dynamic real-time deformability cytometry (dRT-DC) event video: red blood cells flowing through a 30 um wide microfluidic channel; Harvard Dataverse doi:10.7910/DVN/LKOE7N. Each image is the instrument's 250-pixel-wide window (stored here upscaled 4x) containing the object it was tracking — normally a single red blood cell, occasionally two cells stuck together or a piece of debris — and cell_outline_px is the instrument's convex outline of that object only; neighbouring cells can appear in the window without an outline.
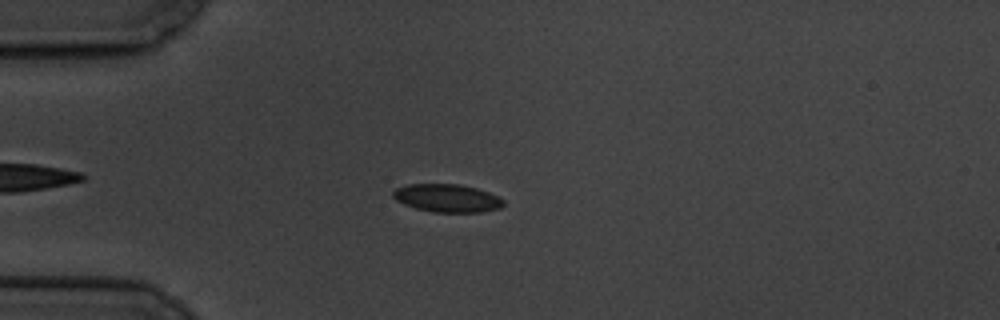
{"species": "common noctule bat (a hibernating species)", "species_latin": "Nyctalus noctula", "temperature_condition": "cold", "stored_images_in_passage": 11, "camera_frame_rate_fps": 3000, "um_per_image_px": 0.085, "animal": {"sex": "male", "body_mass_g": 19.5, "forearm_length_mm": 54.6}, "frame": {"image": 1, "passage_image": 4, "time_ms": 4.333, "image_size_px": [1000, 320], "cell_outline_px": [[504, 204], [500, 208], [480, 212], [432, 212], [416, 208], [404, 204], [396, 200], [392, 196], [392, 192], [396, 188], [408, 184], [460, 184], [476, 188], [488, 192], [504, 200]], "centroid_in_image_um": [37.99, 16.84], "position_along_channel_um": 47.0, "area_um2": 17.98}}
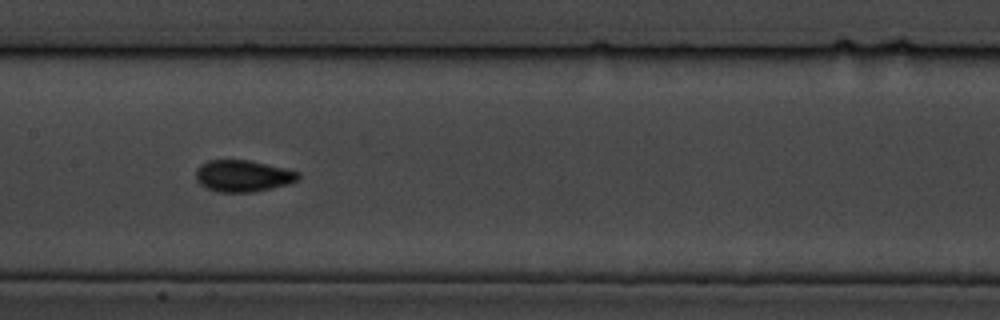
{"frame": {"image": 2, "passage_image": 8, "time_ms": 9.0, "image_size_px": [1000, 320], "cell_outline_px": [[300, 176], [296, 180], [288, 184], [272, 188], [252, 192], [216, 192], [200, 184], [196, 180], [196, 172], [200, 164], [208, 160], [248, 160], [284, 168], [300, 172]], "centroid_in_image_um": [20.63, 14.95], "position_along_channel_um": 186.8, "area_um2": 18.79}}
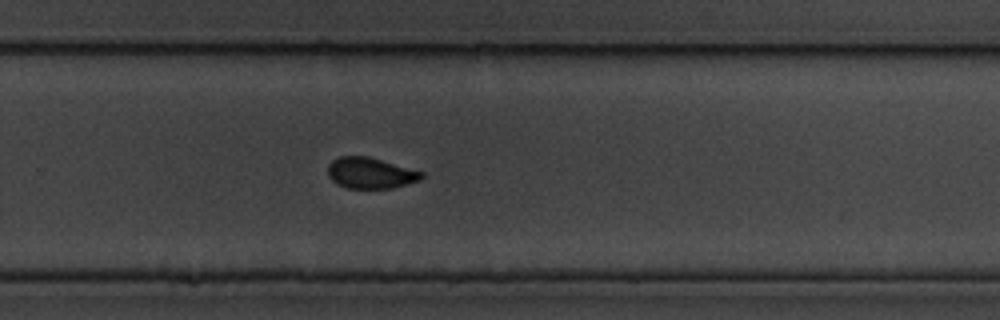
{"frame": {"image": 3, "passage_image": 11, "time_ms": 12.333, "image_size_px": [1000, 320], "cell_outline_px": [[424, 176], [420, 180], [392, 188], [344, 188], [336, 184], [328, 176], [328, 164], [332, 160], [340, 156], [368, 156], [424, 172]], "centroid_in_image_um": [31.47, 14.71], "position_along_channel_um": 298.3, "area_um2": 16.99}}